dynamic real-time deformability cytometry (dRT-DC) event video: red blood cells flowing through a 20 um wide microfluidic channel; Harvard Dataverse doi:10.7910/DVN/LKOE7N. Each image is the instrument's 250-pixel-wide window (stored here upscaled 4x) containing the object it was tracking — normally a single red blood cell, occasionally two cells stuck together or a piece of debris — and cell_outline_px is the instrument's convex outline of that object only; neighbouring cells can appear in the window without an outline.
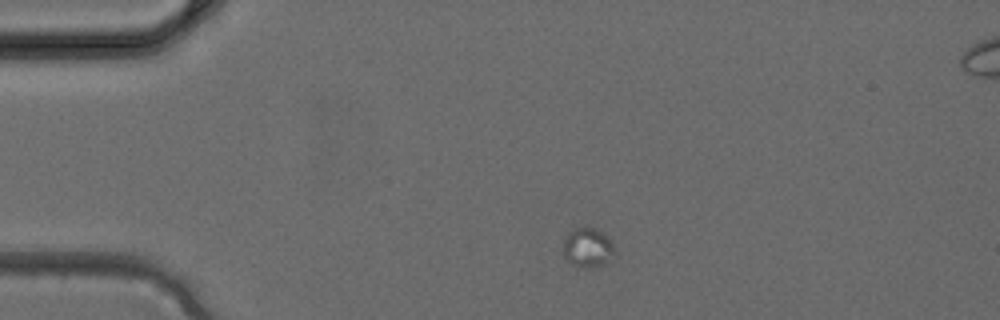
{"species": "common noctule bat (a hibernating species)", "species_latin": "Nyctalus noctula", "temperature_condition": "cold", "stored_images_in_passage": 4, "camera_frame_rate_fps": 3000, "um_per_image_px": 0.085, "animal": {"sex": "female", "body_mass_g": 24.6, "forearm_length_mm": 56.2}, "frame": {"image": 1, "passage_image": 4, "time_ms": 1.0, "image_size_px": [1000, 320], "cell_outline_px": [[616, 260], [596, 268], [576, 268], [568, 264], [564, 256], [564, 236], [568, 232], [584, 224], [596, 228], [604, 232], [608, 236], [616, 248]], "centroid_in_image_um": [50.02, 21.07], "position_along_channel_um": 35.0, "area_um2": 13.01}}